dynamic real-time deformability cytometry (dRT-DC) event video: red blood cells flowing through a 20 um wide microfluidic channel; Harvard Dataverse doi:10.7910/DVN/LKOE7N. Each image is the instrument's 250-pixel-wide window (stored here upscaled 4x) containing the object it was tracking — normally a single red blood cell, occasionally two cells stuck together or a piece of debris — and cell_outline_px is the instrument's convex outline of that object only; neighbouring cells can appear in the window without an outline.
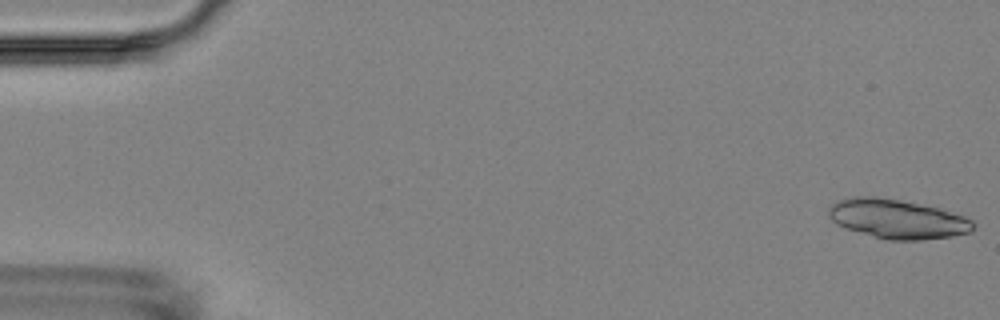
{"species": "Egyptian fruit bat (a non-hibernating species)", "species_latin": "Rousettus aegyptiacus", "temperature_condition": "room temperature", "stored_images_in_passage": 5, "camera_frame_rate_fps": 3000, "um_per_image_px": 0.085, "animal": {"sex": "female"}, "frame": {"image": 1, "passage_image": 1, "time_ms": 0.0, "image_size_px": [1000, 320], "cell_outline_px": [[976, 224], [968, 232], [952, 236], [920, 240], [888, 240], [848, 228], [836, 224], [828, 216], [828, 208], [836, 200], [856, 196], [872, 196], [900, 200], [940, 208], [976, 220]], "centroid_in_image_um": [76.28, 18.6], "position_along_channel_um": 8.7, "area_um2": 32.95}}